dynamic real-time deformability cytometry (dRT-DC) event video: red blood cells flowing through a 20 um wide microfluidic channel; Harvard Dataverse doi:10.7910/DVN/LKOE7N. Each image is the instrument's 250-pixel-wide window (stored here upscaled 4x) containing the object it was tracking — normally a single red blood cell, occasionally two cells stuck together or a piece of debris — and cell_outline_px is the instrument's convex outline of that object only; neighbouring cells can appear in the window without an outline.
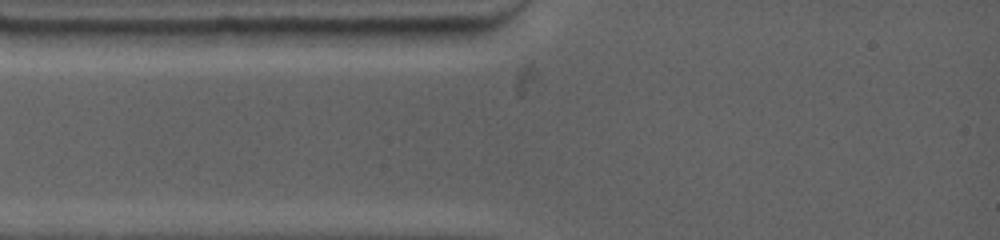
{"species": "common noctule bat (a hibernating species)", "species_latin": "Nyctalus noctula", "temperature_condition": "warm", "stored_images_in_passage": 3, "segment_of_instrument_passage": [1, 2], "camera_frame_rate_fps": 4500, "um_per_image_px": 0.085, "animal": {"sex": "female", "body_mass_g": 19.0, "forearm_length_mm": 53.3}, "frame": {"image": 1, "passage_image": 1, "time_ms": 0.0, "image_size_px": [1000, 240], "cell_outline_px": [[472, 36], [456, 44], [428, 48], [416, 48], [308, 44], [300, 28], [472, 28]], "centroid_in_image_um": [32.91, 3.13], "position_along_channel_um": 52.1, "area_um2": 21.27}}